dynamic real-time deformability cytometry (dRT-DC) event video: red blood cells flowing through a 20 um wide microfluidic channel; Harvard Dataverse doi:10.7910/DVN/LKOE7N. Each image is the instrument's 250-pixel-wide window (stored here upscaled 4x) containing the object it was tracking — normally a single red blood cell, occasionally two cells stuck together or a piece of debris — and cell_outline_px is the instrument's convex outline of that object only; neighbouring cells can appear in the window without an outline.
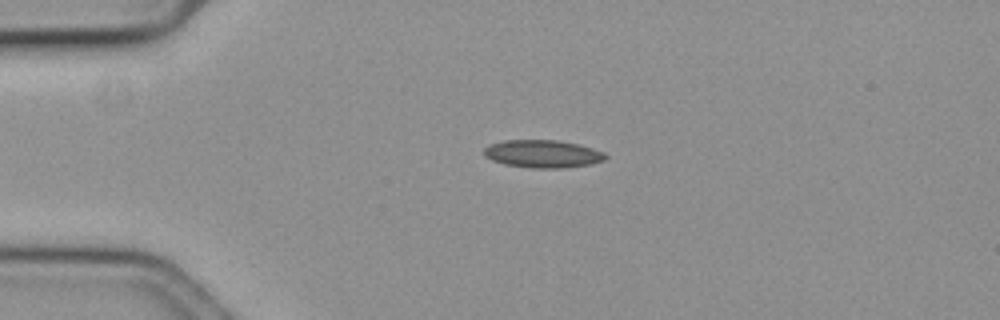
{"species": "common noctule bat (a hibernating species)", "species_latin": "Nyctalus noctula", "temperature_condition": "cold", "stored_images_in_passage": 54, "camera_frame_rate_fps": 3000, "um_per_image_px": 0.085, "animal": {"sex": "female", "body_mass_g": 19.3, "forearm_length_mm": 54.1}, "frame": {"image": 1, "passage_image": 10, "time_ms": 3.0, "image_size_px": [1000, 320], "cell_outline_px": [[608, 156], [604, 160], [592, 164], [564, 168], [532, 168], [504, 164], [492, 160], [484, 156], [484, 148], [488, 144], [504, 140], [560, 140], [580, 144], [604, 152]], "centroid_in_image_um": [46.14, 13.07], "position_along_channel_um": 38.9, "area_um2": 19.88}}
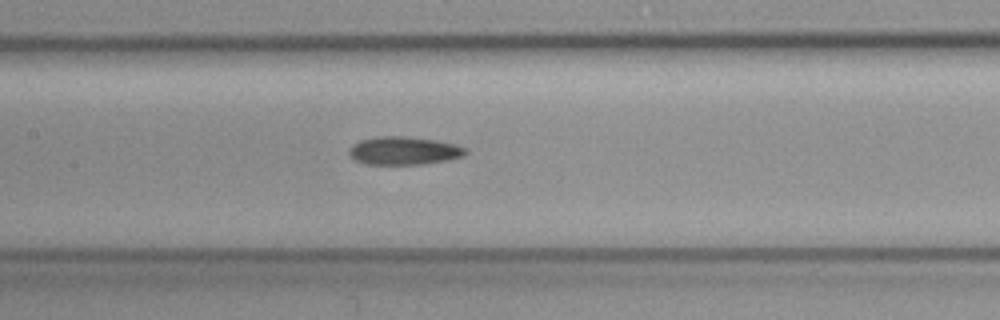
{"frame": {"image": 2, "passage_image": 24, "time_ms": 7.667, "image_size_px": [1000, 320], "cell_outline_px": [[468, 152], [464, 156], [448, 160], [420, 164], [368, 164], [356, 160], [348, 152], [352, 144], [360, 140], [376, 136], [404, 136], [436, 140], [468, 148]], "centroid_in_image_um": [34.35, 12.8], "position_along_channel_um": 173.1, "area_um2": 19.02}}
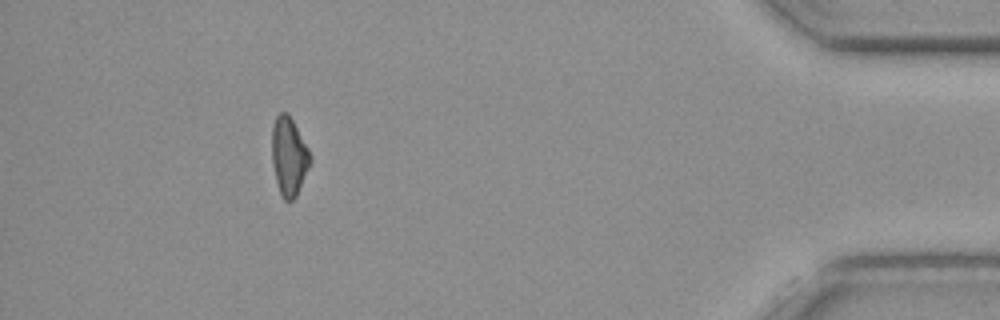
{"frame": {"image": 3, "passage_image": 49, "time_ms": 16.0, "image_size_px": [1000, 320], "cell_outline_px": [[312, 160], [296, 196], [292, 200], [284, 200], [280, 192], [276, 180], [272, 164], [272, 124], [276, 116], [280, 112], [288, 112], [308, 148], [312, 156]], "centroid_in_image_um": [24.55, 13.25], "position_along_channel_um": 410.6, "area_um2": 17.46}, "authors_computed_cell_mechanics": {"area_um2": 18.3515, "velocity_mm_per_s": 3.5724, "shape_relaxation_time_tau1_ms": 4.5091, "shape_relaxation_time_tau2_ms": null, "deformation_change_tau1": 0.0909, "deformation_change_tau2": null}}